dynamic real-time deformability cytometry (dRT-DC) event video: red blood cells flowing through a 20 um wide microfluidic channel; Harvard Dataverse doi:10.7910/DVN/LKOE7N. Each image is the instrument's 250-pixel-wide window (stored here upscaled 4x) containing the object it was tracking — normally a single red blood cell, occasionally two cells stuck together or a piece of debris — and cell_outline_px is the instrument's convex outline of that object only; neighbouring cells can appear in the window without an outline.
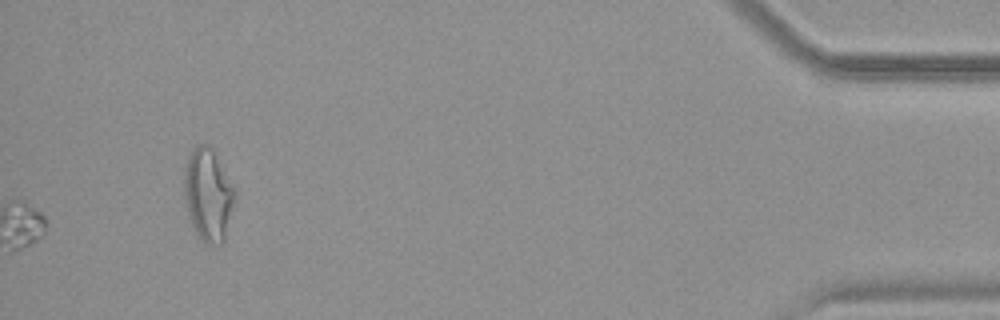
{"species": "common noctule bat (a hibernating species)", "species_latin": "Nyctalus noctula", "temperature_condition": "warm", "stored_images_in_passage": 52, "segment_of_instrument_passage": [2, 2], "camera_frame_rate_fps": 3000, "um_per_image_px": 0.085, "animal": {"sex": "female", "body_mass_g": 19.9}, "frame": {"image": 1, "passage_image": 52, "time_ms": 17.0, "image_size_px": [1000, 320], "cell_outline_px": [[236, 192], [224, 240], [220, 244], [208, 244], [200, 240], [192, 224], [188, 212], [184, 196], [184, 164], [188, 156], [196, 144], [208, 144], [212, 148], [236, 188]], "centroid_in_image_um": [17.68, 16.51], "position_along_channel_um": 417.5, "area_um2": 27.34}}